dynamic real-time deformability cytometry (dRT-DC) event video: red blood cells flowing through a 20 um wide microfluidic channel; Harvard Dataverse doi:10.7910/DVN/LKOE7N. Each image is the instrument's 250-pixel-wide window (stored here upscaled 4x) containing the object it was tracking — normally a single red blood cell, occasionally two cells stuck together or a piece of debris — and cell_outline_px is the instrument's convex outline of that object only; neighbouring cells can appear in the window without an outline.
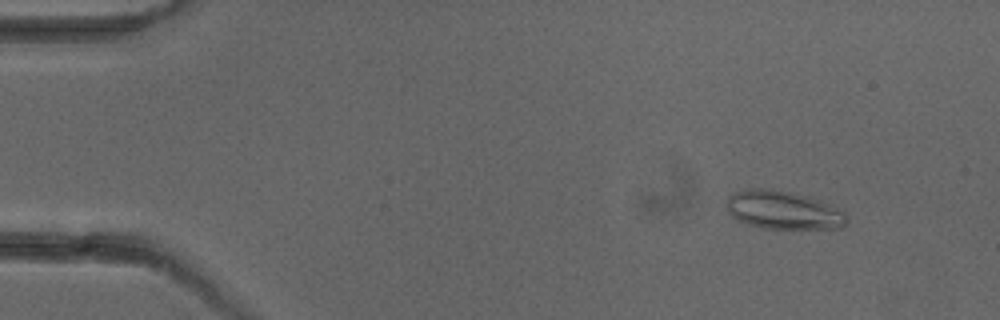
{"species": "common noctule bat (a hibernating species)", "species_latin": "Nyctalus noctula", "temperature_condition": "cold", "stored_images_in_passage": 5, "camera_frame_rate_fps": 3000, "um_per_image_px": 0.085, "animal": {"sex": "female"}, "frame": {"image": 1, "passage_image": 2, "time_ms": 1.333, "image_size_px": [1000, 320], "cell_outline_px": [[848, 220], [840, 228], [764, 228], [736, 220], [728, 212], [724, 204], [724, 200], [732, 192], [748, 188], [768, 188], [808, 196], [832, 204], [844, 212], [848, 216]], "centroid_in_image_um": [66.53, 17.83], "position_along_channel_um": 18.5, "area_um2": 27.11}}